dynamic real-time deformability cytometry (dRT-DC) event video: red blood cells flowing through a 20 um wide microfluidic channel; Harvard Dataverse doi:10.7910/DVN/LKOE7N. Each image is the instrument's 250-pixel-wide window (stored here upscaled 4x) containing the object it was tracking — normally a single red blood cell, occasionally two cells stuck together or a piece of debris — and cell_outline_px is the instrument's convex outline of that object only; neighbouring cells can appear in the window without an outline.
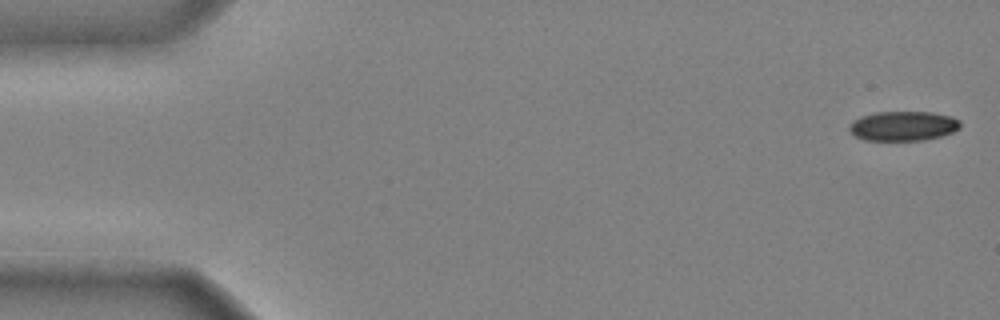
{"species": "common noctule bat (a hibernating species)", "species_latin": "Nyctalus noctula", "temperature_condition": "cold", "stored_images_in_passage": 45, "camera_frame_rate_fps": 3000, "um_per_image_px": 0.085, "animal": {"sex": "male", "body_mass_g": 20.4}, "frame": {"image": 1, "passage_image": 1, "time_ms": 0.0, "image_size_px": [1000, 320], "cell_outline_px": [[960, 128], [952, 132], [940, 136], [924, 140], [864, 140], [856, 136], [848, 128], [848, 124], [852, 120], [860, 116], [876, 112], [932, 112], [952, 116], [960, 120]], "centroid_in_image_um": [76.76, 10.7], "position_along_channel_um": 8.2, "area_um2": 19.25}}
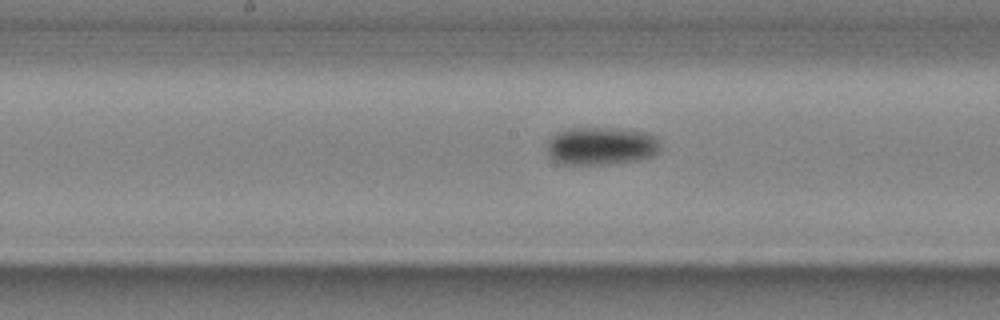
{"frame": {"image": 2, "passage_image": 25, "time_ms": 8.0, "image_size_px": [1000, 320], "cell_outline_px": [[660, 152], [652, 156], [640, 160], [604, 164], [560, 164], [548, 156], [548, 140], [556, 132], [572, 128], [612, 128], [648, 132], [660, 136]], "centroid_in_image_um": [51.15, 12.4], "position_along_channel_um": 197.0, "area_um2": 25.43}}
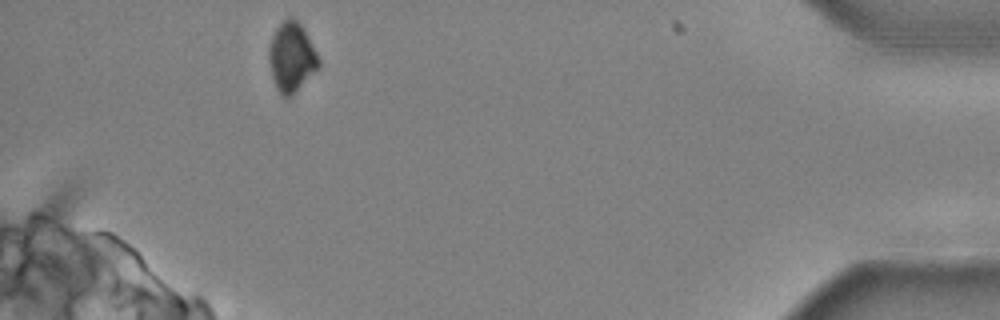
{"frame": {"image": 3, "passage_image": 45, "time_ms": 14.667, "image_size_px": [1000, 320], "cell_outline_px": [[320, 68], [292, 96], [280, 96], [276, 88], [272, 76], [268, 60], [268, 48], [272, 36], [276, 28], [288, 16], [296, 20], [300, 24], [316, 52], [320, 60]], "centroid_in_image_um": [24.77, 4.9], "position_along_channel_um": 410.4, "area_um2": 20.17}, "authors_computed_cell_mechanics": {"area_um2": 22.0796, "velocity_mm_per_s": 3.9722, "shape_relaxation_time_tau1_ms": 1.1687, "shape_relaxation_time_tau2_ms": null, "deformation_change_tau1": 0.0855, "deformation_change_tau2": null}}